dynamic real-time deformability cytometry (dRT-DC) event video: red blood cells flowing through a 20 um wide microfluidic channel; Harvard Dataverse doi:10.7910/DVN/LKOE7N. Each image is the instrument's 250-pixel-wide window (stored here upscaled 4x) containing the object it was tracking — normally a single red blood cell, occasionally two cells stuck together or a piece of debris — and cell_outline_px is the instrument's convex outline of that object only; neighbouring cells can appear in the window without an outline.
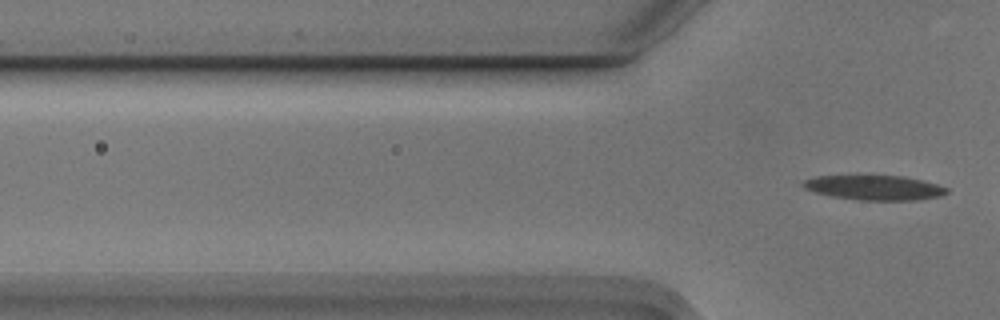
{"species": "Egyptian fruit bat (a non-hibernating species)", "species_latin": "Rousettus aegyptiacus", "temperature_condition": "cold", "stored_images_in_passage": 6, "camera_frame_rate_fps": 3000, "um_per_image_px": 0.085, "animal": {"sex": "male"}, "frame": {"image": 1, "passage_image": 6, "time_ms": 1.667, "image_size_px": [1000, 320], "cell_outline_px": [[948, 192], [940, 196], [916, 200], [856, 200], [832, 196], [816, 192], [804, 188], [800, 184], [804, 180], [816, 176], [904, 176], [936, 184], [948, 188]], "centroid_in_image_um": [74.31, 15.95], "position_along_channel_um": 51.5, "area_um2": 20.52}}